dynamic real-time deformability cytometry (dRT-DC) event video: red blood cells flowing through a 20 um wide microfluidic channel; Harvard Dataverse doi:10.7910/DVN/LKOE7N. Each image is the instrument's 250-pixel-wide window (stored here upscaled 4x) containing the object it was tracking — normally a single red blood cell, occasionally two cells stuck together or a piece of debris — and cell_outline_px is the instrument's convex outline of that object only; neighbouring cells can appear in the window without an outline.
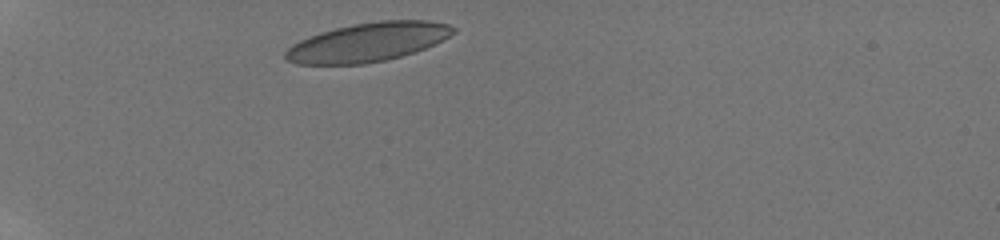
{"species": "human", "species_latin": "Homo sapiens", "temperature_condition": "room temperature", "stored_images_in_passage": 15, "camera_frame_rate_fps": 3000, "um_per_image_px": 0.085, "donor": {"sex": "male"}, "frame": {"image": 1, "passage_image": 1, "time_ms": 0.0, "image_size_px": [1000, 240], "cell_outline_px": [[456, 32], [424, 48], [400, 56], [384, 60], [364, 64], [296, 64], [284, 60], [284, 52], [292, 44], [300, 40], [320, 32], [352, 24], [380, 20], [428, 20], [448, 24], [456, 28]], "centroid_in_image_um": [31.22, 3.58], "position_along_channel_um": 53.8, "area_um2": 37.8}}
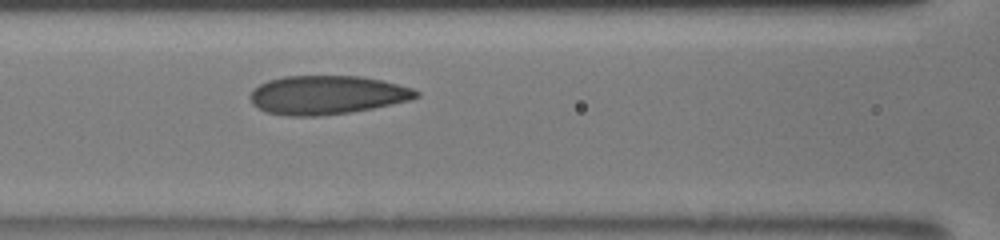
{"frame": {"image": 2, "passage_image": 9, "time_ms": 3.0, "image_size_px": [1000, 240], "cell_outline_px": [[420, 96], [408, 100], [372, 108], [348, 112], [316, 116], [288, 116], [268, 112], [252, 104], [248, 96], [260, 84], [268, 80], [284, 76], [360, 76], [384, 80], [412, 88], [420, 92]], "centroid_in_image_um": [27.79, 8.06], "position_along_channel_um": 138.8, "area_um2": 37.28}}
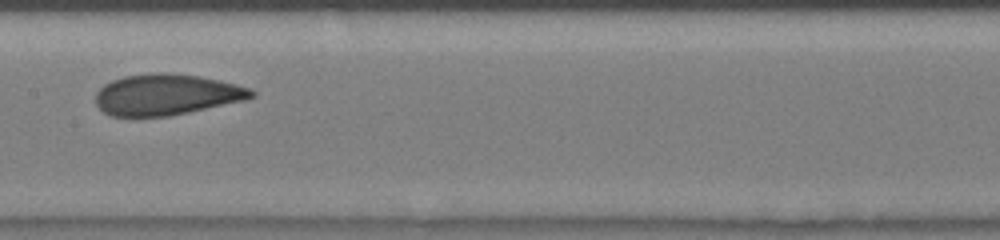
{"frame": {"image": 3, "passage_image": 13, "time_ms": 4.333, "image_size_px": [1000, 240], "cell_outline_px": [[256, 96], [244, 100], [188, 112], [168, 116], [112, 116], [104, 112], [96, 104], [96, 92], [104, 84], [112, 80], [124, 76], [156, 72], [168, 72], [200, 76], [220, 80], [252, 88], [256, 92]], "centroid_in_image_um": [14.17, 8.02], "position_along_channel_um": 193.2, "area_um2": 37.28}}